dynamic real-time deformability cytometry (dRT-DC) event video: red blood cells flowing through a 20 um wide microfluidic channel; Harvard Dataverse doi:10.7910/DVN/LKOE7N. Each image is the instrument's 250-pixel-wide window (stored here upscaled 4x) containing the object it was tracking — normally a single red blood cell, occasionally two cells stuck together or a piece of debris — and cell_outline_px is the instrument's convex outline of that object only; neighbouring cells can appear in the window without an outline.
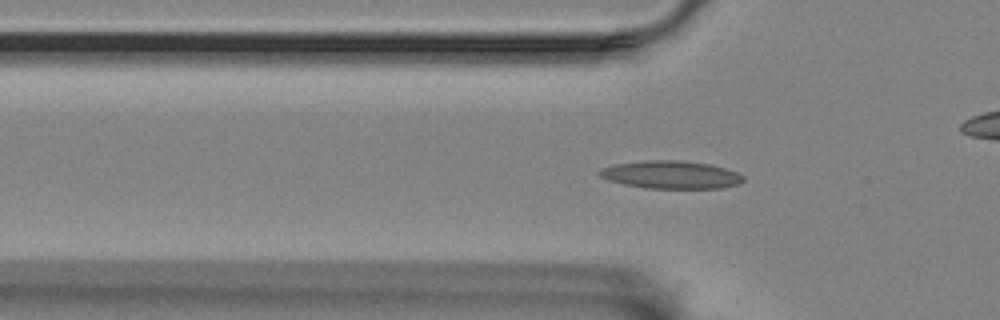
{"species": "Egyptian fruit bat (a non-hibernating species)", "species_latin": "Rousettus aegyptiacus", "temperature_condition": "room temperature", "stored_images_in_passage": 53, "camera_frame_rate_fps": 3000, "um_per_image_px": 0.085, "animal": {"sex": "female"}, "frame": {"image": 1, "passage_image": 19, "time_ms": 6.0, "image_size_px": [1000, 320], "cell_outline_px": [[744, 180], [740, 184], [724, 188], [644, 188], [624, 184], [608, 180], [600, 176], [596, 172], [600, 168], [612, 164], [644, 160], [680, 160], [712, 164], [736, 172], [744, 176]], "centroid_in_image_um": [57.01, 14.84], "position_along_channel_um": 68.8, "area_um2": 23.64}}
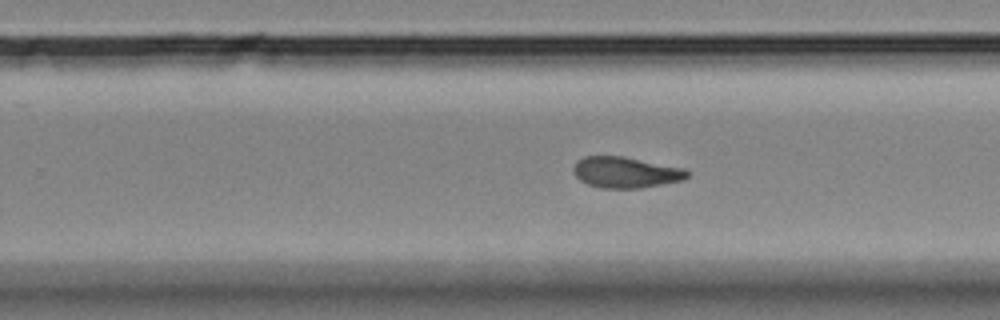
{"frame": {"image": 2, "passage_image": 37, "time_ms": 12.0, "image_size_px": [1000, 320], "cell_outline_px": [[688, 176], [684, 180], [640, 188], [600, 188], [588, 184], [580, 180], [572, 172], [572, 168], [576, 160], [584, 156], [620, 156], [684, 168], [688, 172]], "centroid_in_image_um": [53.14, 14.65], "position_along_channel_um": 276.7, "area_um2": 20.52}}
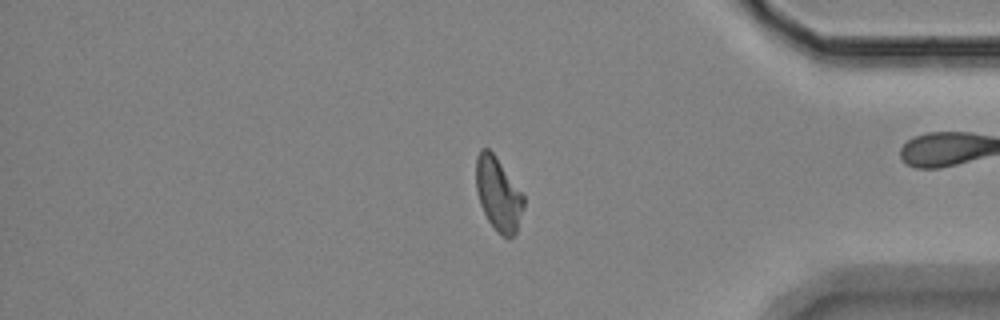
{"frame": {"image": 3, "passage_image": 49, "time_ms": 16.0, "image_size_px": [1000, 320], "cell_outline_px": [[524, 208], [516, 232], [508, 240], [496, 232], [488, 220], [480, 204], [476, 188], [476, 156], [480, 148], [488, 148], [496, 156], [524, 196]], "centroid_in_image_um": [42.35, 16.51], "position_along_channel_um": 392.9, "area_um2": 20.46}, "authors_computed_cell_mechanics": {"area_um2": 20.5768, "velocity_mm_per_s": 3.4556, "shape_relaxation_time_tau1_ms": 9.3261, "shape_relaxation_time_tau2_ms": 3.2691, "deformation_change_tau1": 0.2297, "deformation_change_tau2": 0.1034}}